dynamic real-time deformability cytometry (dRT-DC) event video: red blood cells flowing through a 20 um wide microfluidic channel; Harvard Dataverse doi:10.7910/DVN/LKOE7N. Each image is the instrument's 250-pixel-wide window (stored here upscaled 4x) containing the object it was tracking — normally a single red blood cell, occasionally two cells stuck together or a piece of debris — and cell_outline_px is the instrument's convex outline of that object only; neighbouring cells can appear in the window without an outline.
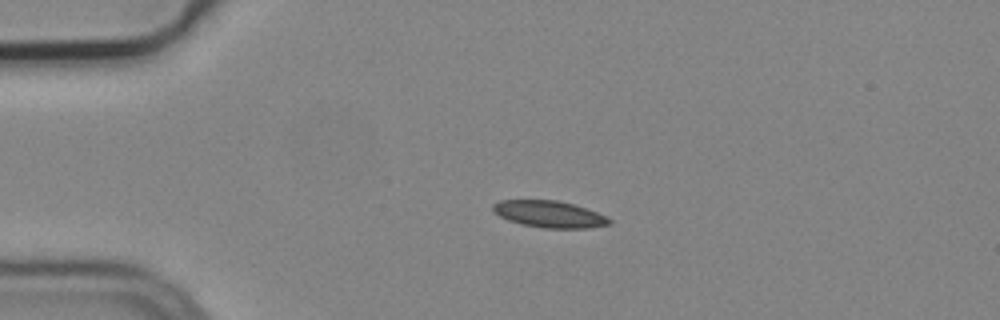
{"species": "common noctule bat (a hibernating species)", "species_latin": "Nyctalus noctula", "temperature_condition": "cold", "stored_images_in_passage": 4, "camera_frame_rate_fps": 3000, "um_per_image_px": 0.085, "animal": {"sex": "male", "body_mass_g": 19.2, "forearm_length_mm": 51.8}, "frame": {"image": 1, "passage_image": 3, "time_ms": 0.667, "image_size_px": [1000, 320], "cell_outline_px": [[612, 224], [588, 228], [544, 228], [520, 224], [508, 220], [492, 212], [492, 204], [500, 200], [556, 200], [572, 204], [596, 212], [612, 220]], "centroid_in_image_um": [46.65, 18.21], "position_along_channel_um": 38.4, "area_um2": 18.09}}